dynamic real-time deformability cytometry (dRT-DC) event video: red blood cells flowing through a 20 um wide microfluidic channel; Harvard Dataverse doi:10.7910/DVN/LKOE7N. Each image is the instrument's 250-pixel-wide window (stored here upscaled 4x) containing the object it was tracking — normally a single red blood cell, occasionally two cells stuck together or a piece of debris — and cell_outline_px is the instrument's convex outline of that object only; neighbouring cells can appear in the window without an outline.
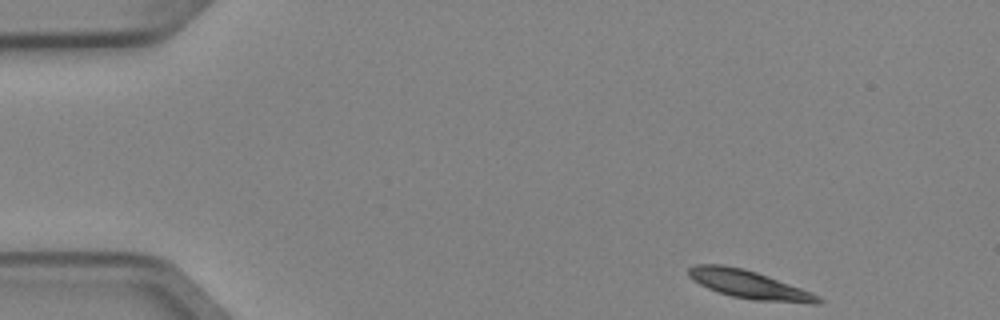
{"species": "Egyptian fruit bat (a non-hibernating species)", "species_latin": "Rousettus aegyptiacus", "temperature_condition": "cold", "stored_images_in_passage": 5, "camera_frame_rate_fps": 3000, "um_per_image_px": 0.085, "animal": {"sex": "female"}, "frame": {"image": 1, "passage_image": 1, "time_ms": 0.0, "image_size_px": [1000, 320], "cell_outline_px": [[824, 300], [820, 304], [812, 304], [752, 300], [732, 296], [708, 288], [692, 280], [688, 276], [688, 268], [696, 264], [720, 264], [744, 268], [768, 276], [800, 288], [820, 296]], "centroid_in_image_um": [63.69, 24.19], "position_along_channel_um": 21.3, "area_um2": 21.33}}
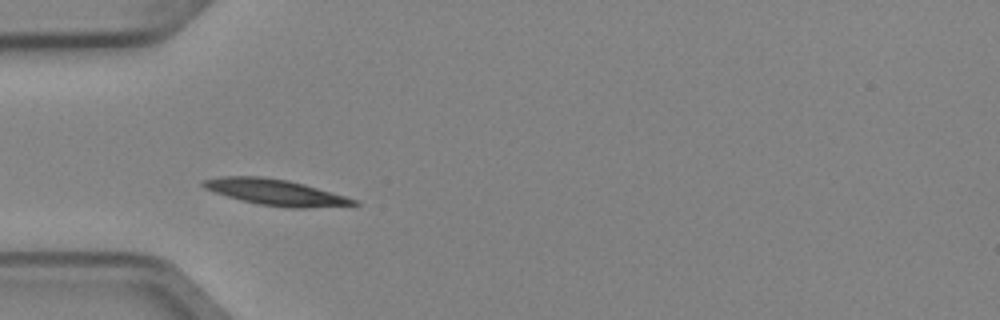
{"frame": {"image": 2, "passage_image": 4, "time_ms": 1.0, "image_size_px": [1000, 320], "cell_outline_px": [[360, 204], [308, 208], [292, 208], [260, 204], [240, 200], [204, 188], [200, 184], [200, 180], [220, 176], [260, 176], [288, 180], [304, 184], [344, 196], [356, 200]], "centroid_in_image_um": [23.36, 16.33], "position_along_channel_um": 61.6, "area_um2": 22.54}}
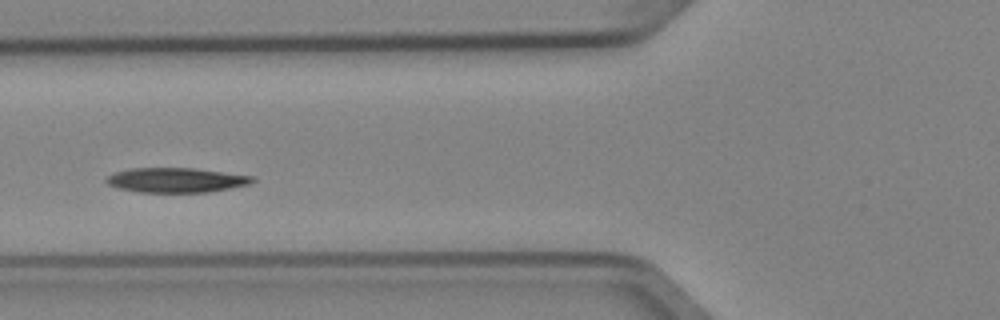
{"frame": {"image": 3, "passage_image": 5, "time_ms": 1.333, "image_size_px": [1000, 320], "cell_outline_px": [[256, 180], [252, 184], [208, 192], [140, 192], [120, 188], [108, 184], [104, 180], [108, 176], [116, 172], [128, 168], [196, 168], [256, 176]], "centroid_in_image_um": [15.04, 15.3], "position_along_channel_um": 110.8, "area_um2": 21.15}}